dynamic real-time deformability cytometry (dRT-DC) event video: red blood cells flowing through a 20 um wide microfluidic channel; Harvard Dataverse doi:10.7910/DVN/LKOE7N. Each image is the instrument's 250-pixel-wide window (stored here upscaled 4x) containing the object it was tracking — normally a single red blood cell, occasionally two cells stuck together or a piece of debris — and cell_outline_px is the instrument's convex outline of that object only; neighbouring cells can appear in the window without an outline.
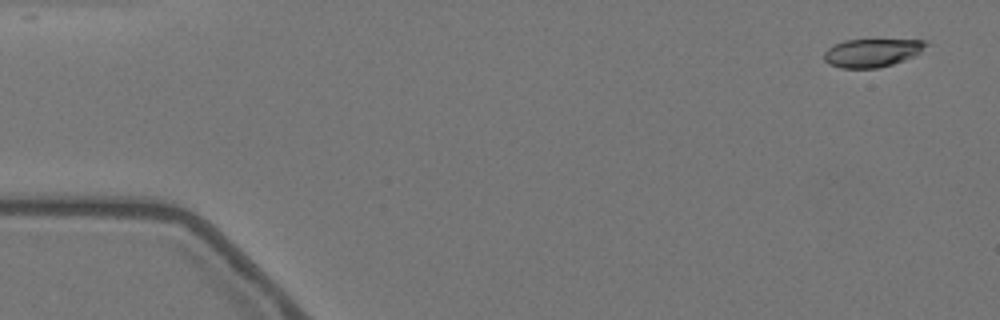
{"species": "Egyptian fruit bat (a non-hibernating species)", "species_latin": "Rousettus aegyptiacus", "temperature_condition": "warm", "stored_images_in_passage": 6, "camera_frame_rate_fps": 3000, "um_per_image_px": 0.085, "animal": {"sex": "female"}, "frame": {"image": 1, "passage_image": 1, "time_ms": 0.0, "image_size_px": [1000, 320], "cell_outline_px": [[928, 44], [920, 52], [904, 60], [892, 64], [876, 68], [840, 68], [828, 64], [824, 60], [824, 52], [832, 44], [844, 40], [928, 40]], "centroid_in_image_um": [74.08, 4.48], "position_along_channel_um": 10.9, "area_um2": 16.76}}